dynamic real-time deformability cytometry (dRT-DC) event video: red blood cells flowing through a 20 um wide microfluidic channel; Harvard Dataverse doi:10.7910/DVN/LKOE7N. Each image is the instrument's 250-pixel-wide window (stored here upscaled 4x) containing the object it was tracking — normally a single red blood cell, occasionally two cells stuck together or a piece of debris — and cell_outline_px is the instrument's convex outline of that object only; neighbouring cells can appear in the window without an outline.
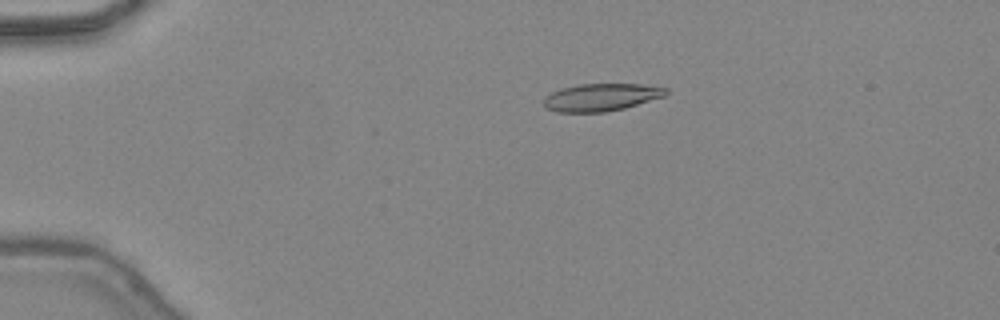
{"species": "common noctule bat (a hibernating species)", "species_latin": "Nyctalus noctula", "temperature_condition": "warm", "stored_images_in_passage": 48, "camera_frame_rate_fps": 3000, "um_per_image_px": 0.085, "animal": {"sex": "female", "body_mass_g": 24.6, "forearm_length_mm": 56.2}, "frame": {"image": 1, "passage_image": 11, "time_ms": 3.333, "image_size_px": [1000, 320], "cell_outline_px": [[668, 92], [664, 96], [624, 108], [604, 112], [556, 112], [544, 108], [544, 96], [552, 92], [564, 88], [580, 84], [640, 84], [668, 88]], "centroid_in_image_um": [51.07, 8.27], "position_along_channel_um": 33.9, "area_um2": 19.48}}
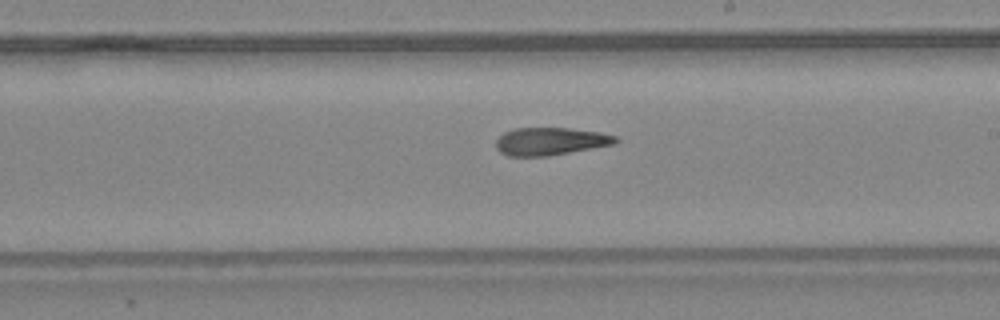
{"frame": {"image": 2, "passage_image": 29, "time_ms": 9.333, "image_size_px": [1000, 320], "cell_outline_px": [[620, 140], [616, 144], [548, 156], [508, 156], [500, 152], [496, 148], [496, 140], [504, 132], [516, 128], [568, 128], [600, 132], [616, 136]], "centroid_in_image_um": [46.8, 12.01], "position_along_channel_um": 242.2, "area_um2": 19.36}}
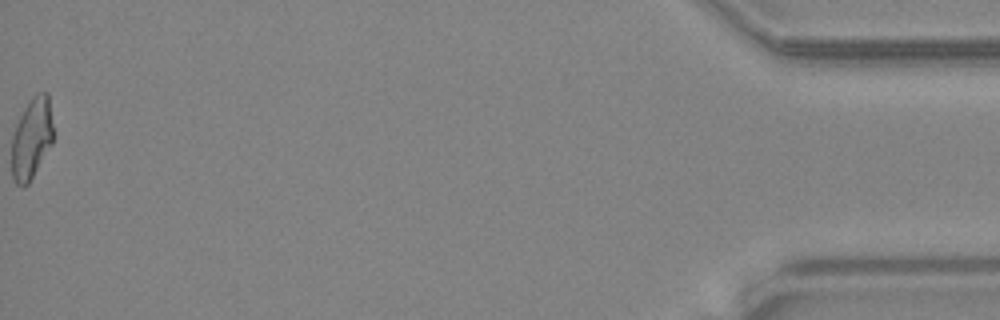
{"frame": {"image": 3, "passage_image": 48, "time_ms": 15.667, "image_size_px": [1000, 320], "cell_outline_px": [[52, 144], [28, 184], [16, 184], [12, 176], [12, 136], [16, 124], [24, 108], [32, 96], [36, 92], [48, 92], [52, 124]], "centroid_in_image_um": [2.68, 11.73], "position_along_channel_um": 432.5, "area_um2": 19.42}, "authors_computed_cell_mechanics": {"area_um2": 19.8254, "velocity_mm_per_s": 4.4764, "shape_relaxation_time_tau1_ms": null, "shape_relaxation_time_tau2_ms": 3.8491, "deformation_change_tau1": null, "deformation_change_tau2": 0.1637}}